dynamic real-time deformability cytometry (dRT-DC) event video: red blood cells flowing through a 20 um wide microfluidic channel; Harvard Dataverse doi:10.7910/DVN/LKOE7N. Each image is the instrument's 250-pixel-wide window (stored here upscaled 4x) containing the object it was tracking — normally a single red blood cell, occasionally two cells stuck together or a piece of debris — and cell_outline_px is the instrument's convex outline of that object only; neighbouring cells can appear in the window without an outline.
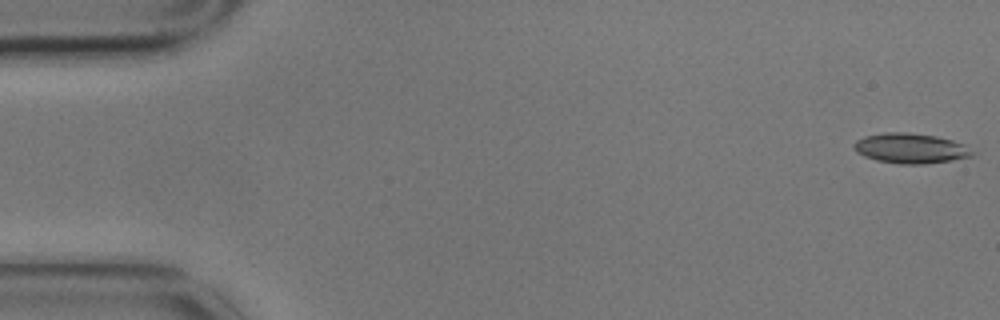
{"species": "common noctule bat (a hibernating species)", "species_latin": "Nyctalus noctula", "temperature_condition": "cold", "stored_images_in_passage": 15, "camera_frame_rate_fps": 3000, "um_per_image_px": 0.085, "animal": {"sex": "male", "body_mass_g": 17.9}, "frame": {"image": 1, "passage_image": 1, "time_ms": 0.0, "image_size_px": [1000, 320], "cell_outline_px": [[976, 152], [972, 156], [952, 160], [924, 164], [900, 164], [876, 160], [864, 156], [856, 152], [852, 148], [852, 144], [856, 140], [864, 136], [884, 132], [904, 132], [936, 136], [952, 140], [964, 144]], "centroid_in_image_um": [77.38, 12.6], "position_along_channel_um": 7.6, "area_um2": 20.92}}
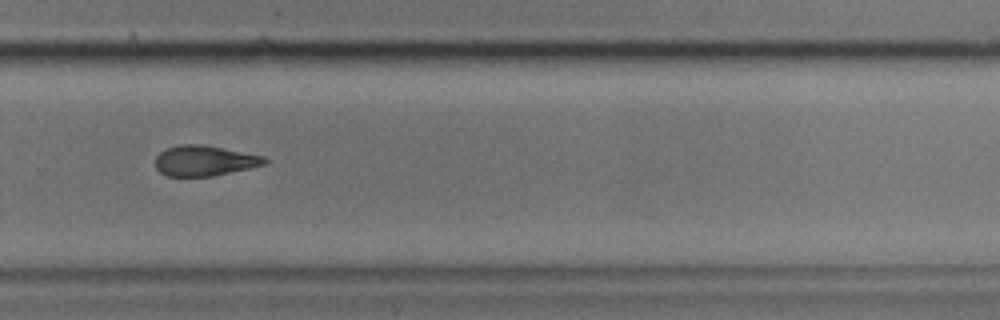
{"frame": {"image": 2, "passage_image": 11, "time_ms": 3.333, "image_size_px": [1000, 320], "cell_outline_px": [[268, 164], [212, 176], [164, 176], [156, 168], [156, 156], [160, 152], [168, 148], [180, 144], [200, 144], [264, 156], [268, 160]], "centroid_in_image_um": [17.38, 13.67], "position_along_channel_um": 312.4, "area_um2": 19.25}}
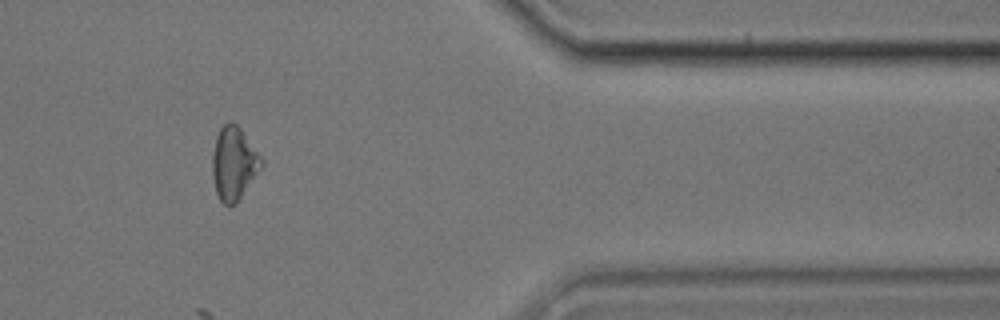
{"frame": {"image": 3, "passage_image": 13, "time_ms": 4.0, "image_size_px": [1000, 320], "cell_outline_px": [[264, 164], [236, 204], [228, 208], [220, 200], [216, 192], [212, 176], [212, 156], [216, 136], [220, 128], [228, 120], [232, 120], [240, 128], [264, 160]], "centroid_in_image_um": [19.87, 13.9], "position_along_channel_um": 391.5, "area_um2": 21.1}}